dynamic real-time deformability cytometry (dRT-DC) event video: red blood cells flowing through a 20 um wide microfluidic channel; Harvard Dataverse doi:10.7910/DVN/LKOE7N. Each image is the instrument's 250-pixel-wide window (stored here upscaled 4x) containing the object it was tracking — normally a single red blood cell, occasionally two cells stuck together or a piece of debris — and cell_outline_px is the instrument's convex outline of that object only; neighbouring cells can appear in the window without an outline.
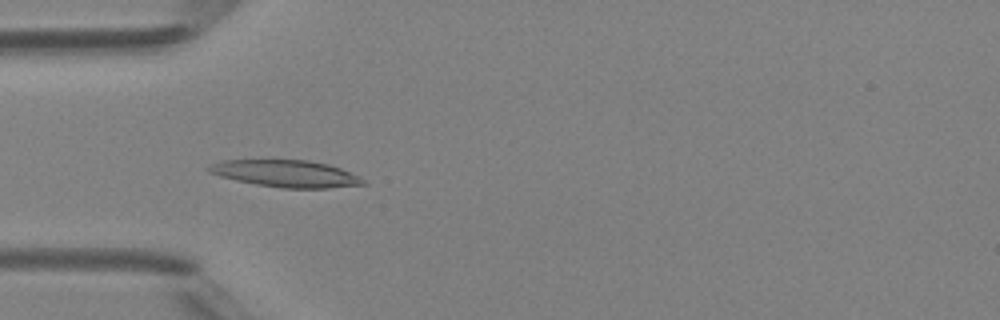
{"species": "Egyptian fruit bat (a non-hibernating species)", "species_latin": "Rousettus aegyptiacus", "temperature_condition": "room temperature", "stored_images_in_passage": 7, "camera_frame_rate_fps": 3000, "um_per_image_px": 0.085, "animal": {"sex": "female"}, "frame": {"image": 1, "passage_image": 5, "time_ms": 4.667, "image_size_px": [1000, 320], "cell_outline_px": [[368, 184], [328, 188], [284, 188], [256, 184], [236, 180], [220, 176], [208, 172], [204, 168], [212, 164], [224, 160], [308, 160], [328, 164], [340, 168], [360, 176]], "centroid_in_image_um": [24.32, 14.75], "position_along_channel_um": 60.7, "area_um2": 24.22}}
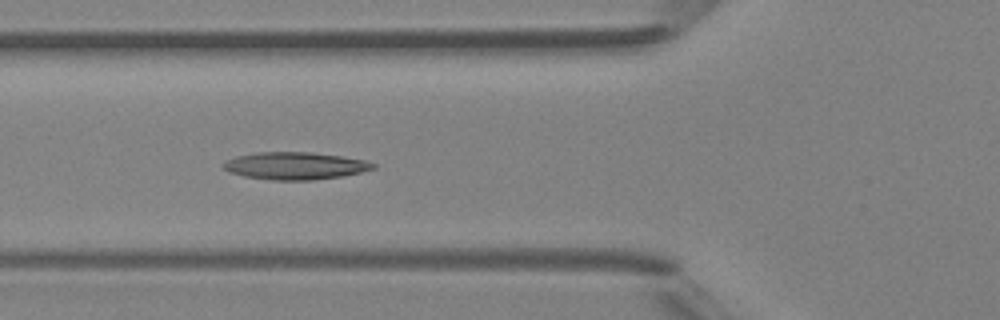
{"frame": {"image": 2, "passage_image": 6, "time_ms": 5.667, "image_size_px": [1000, 320], "cell_outline_px": [[376, 168], [360, 172], [340, 176], [312, 180], [272, 180], [244, 176], [228, 172], [220, 164], [236, 156], [256, 152], [308, 152], [340, 156], [364, 160], [376, 164]], "centroid_in_image_um": [25.04, 14.09], "position_along_channel_um": 100.8, "area_um2": 23.76}}
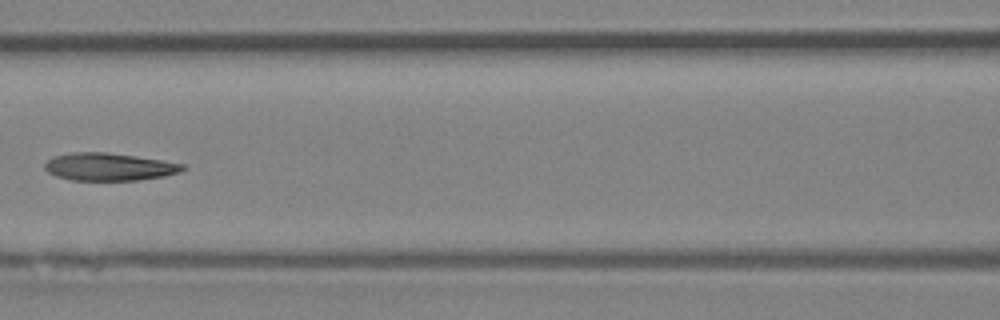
{"frame": {"image": 3, "passage_image": 7, "time_ms": 7.0, "image_size_px": [1000, 320], "cell_outline_px": [[184, 168], [180, 172], [164, 176], [136, 180], [72, 180], [56, 176], [48, 172], [44, 168], [44, 164], [52, 156], [72, 152], [108, 152], [136, 156], [184, 164]], "centroid_in_image_um": [9.23, 14.17], "position_along_channel_um": 157.4, "area_um2": 22.14}}